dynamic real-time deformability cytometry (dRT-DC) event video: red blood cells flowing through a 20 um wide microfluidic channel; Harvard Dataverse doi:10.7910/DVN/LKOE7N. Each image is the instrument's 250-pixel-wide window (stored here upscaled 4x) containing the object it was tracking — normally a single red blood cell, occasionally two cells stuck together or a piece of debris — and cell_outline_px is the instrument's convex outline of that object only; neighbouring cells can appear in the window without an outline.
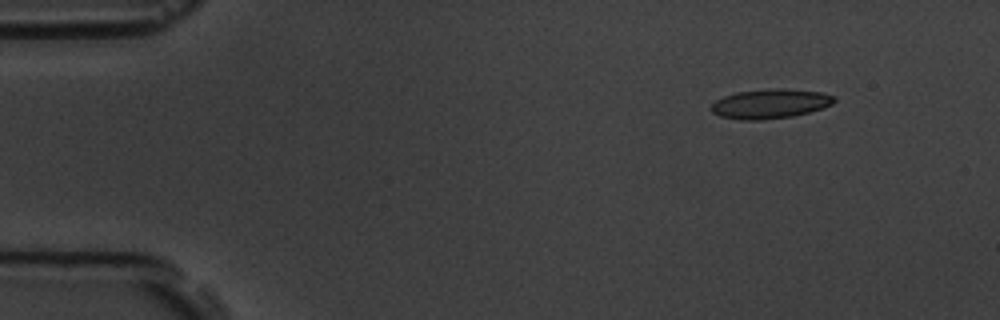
{"species": "common noctule bat (a hibernating species)", "species_latin": "Nyctalus noctula", "temperature_condition": "room temperature", "stored_images_in_passage": 5, "camera_frame_rate_fps": 3000, "um_per_image_px": 0.085, "animal": {"sex": "male", "body_mass_g": 19.5, "forearm_length_mm": 54.6}, "frame": {"image": 1, "passage_image": 2, "time_ms": 1.0, "image_size_px": [1000, 320], "cell_outline_px": [[836, 100], [832, 104], [808, 112], [792, 116], [760, 120], [740, 120], [720, 116], [712, 112], [712, 104], [716, 100], [724, 96], [736, 92], [776, 88], [780, 88], [820, 92], [836, 96]], "centroid_in_image_um": [65.46, 8.82], "position_along_channel_um": 19.5, "area_um2": 20.92}}
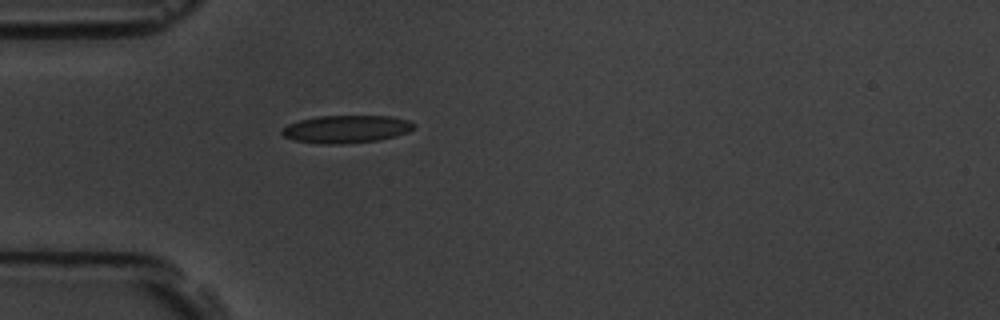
{"frame": {"image": 2, "passage_image": 5, "time_ms": 4.333, "image_size_px": [1000, 320], "cell_outline_px": [[416, 124], [408, 132], [396, 136], [380, 140], [344, 144], [320, 144], [292, 140], [284, 136], [280, 132], [288, 124], [300, 120], [320, 116], [392, 116], [408, 120]], "centroid_in_image_um": [29.44, 10.98], "position_along_channel_um": 55.6, "area_um2": 21.39}}